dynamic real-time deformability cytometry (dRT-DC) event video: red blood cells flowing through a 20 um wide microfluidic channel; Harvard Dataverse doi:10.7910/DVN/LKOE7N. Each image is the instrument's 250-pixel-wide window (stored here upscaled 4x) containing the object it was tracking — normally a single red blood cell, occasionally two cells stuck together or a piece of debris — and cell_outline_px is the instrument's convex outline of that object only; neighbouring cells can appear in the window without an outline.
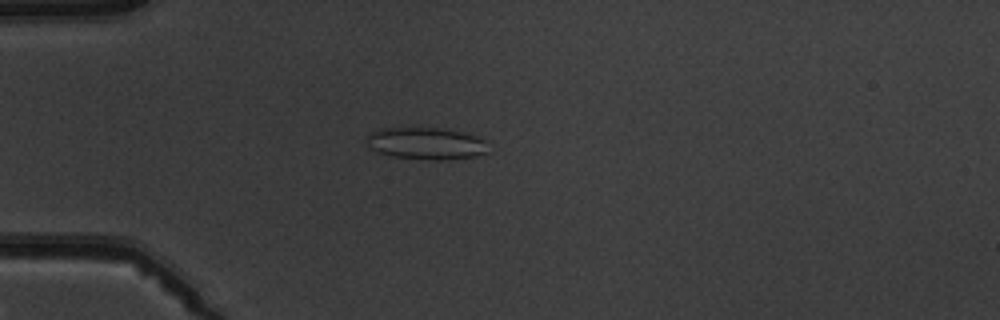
{"species": "common noctule bat (a hibernating species)", "species_latin": "Nyctalus noctula", "temperature_condition": "warm", "stored_images_in_passage": 5, "camera_frame_rate_fps": 3000, "um_per_image_px": 0.085, "animal": {"sex": "male", "body_mass_g": 19.5, "forearm_length_mm": 54.6}, "frame": {"image": 1, "passage_image": 5, "time_ms": 4.667, "image_size_px": [1000, 320], "cell_outline_px": [[488, 152], [476, 156], [444, 160], [432, 160], [392, 156], [376, 152], [368, 144], [368, 136], [372, 132], [380, 128], [440, 128], [464, 132], [476, 136], [484, 140]], "centroid_in_image_um": [36.23, 12.19], "position_along_channel_um": 48.8, "area_um2": 22.54}}